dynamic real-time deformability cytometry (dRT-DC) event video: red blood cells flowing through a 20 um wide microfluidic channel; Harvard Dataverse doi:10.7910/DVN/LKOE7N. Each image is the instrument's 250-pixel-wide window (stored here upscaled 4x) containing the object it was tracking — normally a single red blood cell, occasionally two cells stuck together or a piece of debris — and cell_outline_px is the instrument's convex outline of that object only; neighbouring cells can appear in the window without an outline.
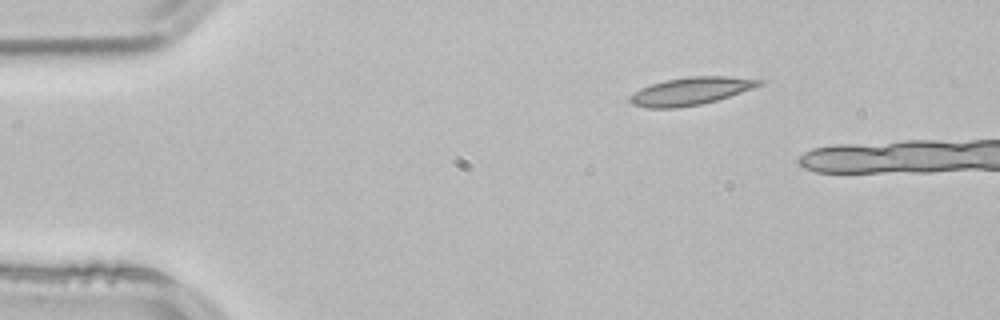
{"species": "common noctule bat (a hibernating species)", "species_latin": "Nyctalus noctula", "temperature_condition": "room temperature", "stored_images_in_passage": 4, "camera_frame_rate_fps": 3000, "um_per_image_px": 0.085, "animal": {"sex": "male", "body_mass_g": 21.5, "forearm_length_mm": 52.0}, "frame": {"image": 1, "passage_image": 4, "time_ms": 1.0, "image_size_px": [1000, 320], "cell_outline_px": [[764, 84], [716, 100], [700, 104], [676, 108], [648, 108], [632, 104], [628, 100], [628, 96], [640, 88], [664, 80], [688, 76], [724, 76], [764, 80]], "centroid_in_image_um": [58.66, 7.74], "position_along_channel_um": 26.3, "area_um2": 20.75}}